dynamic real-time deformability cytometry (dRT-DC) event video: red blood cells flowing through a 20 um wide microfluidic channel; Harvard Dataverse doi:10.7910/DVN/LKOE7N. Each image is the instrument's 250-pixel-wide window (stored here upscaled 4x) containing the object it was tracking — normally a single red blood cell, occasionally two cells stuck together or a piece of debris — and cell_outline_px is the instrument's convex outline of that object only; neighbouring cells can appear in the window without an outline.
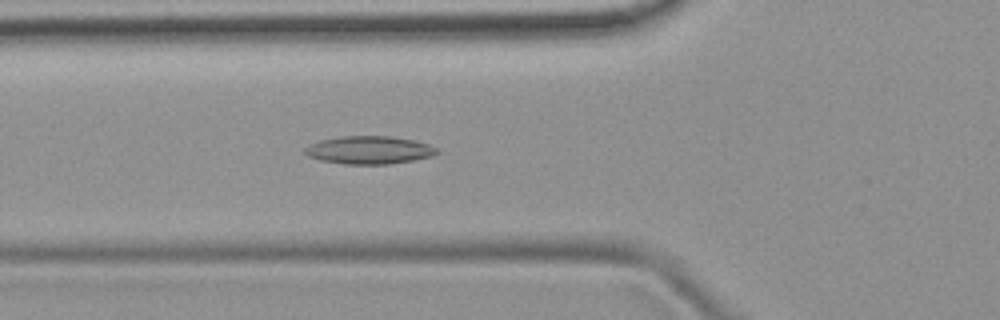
{"species": "common noctule bat (a hibernating species)", "species_latin": "Nyctalus noctula", "temperature_condition": "room temperature", "stored_images_in_passage": 52, "camera_frame_rate_fps": 3000, "um_per_image_px": 0.085, "animal": {"sex": "female", "body_mass_g": 19.9}, "frame": {"image": 1, "passage_image": 19, "time_ms": 6.0, "image_size_px": [1000, 320], "cell_outline_px": [[440, 152], [432, 156], [412, 160], [388, 164], [344, 164], [320, 160], [308, 156], [304, 152], [304, 148], [320, 140], [340, 136], [388, 136], [416, 140], [428, 144], [436, 148]], "centroid_in_image_um": [31.38, 12.75], "position_along_channel_um": 94.4, "area_um2": 21.44}}
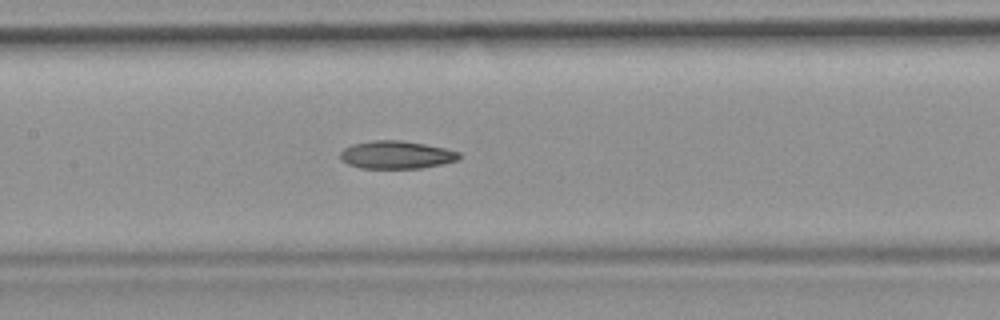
{"frame": {"image": 2, "passage_image": 25, "time_ms": 8.0, "image_size_px": [1000, 320], "cell_outline_px": [[460, 160], [444, 164], [420, 168], [360, 168], [348, 164], [340, 160], [340, 152], [344, 148], [352, 144], [372, 140], [400, 140], [424, 144], [444, 148], [460, 152]], "centroid_in_image_um": [33.69, 13.16], "position_along_channel_um": 173.7, "area_um2": 19.42}}
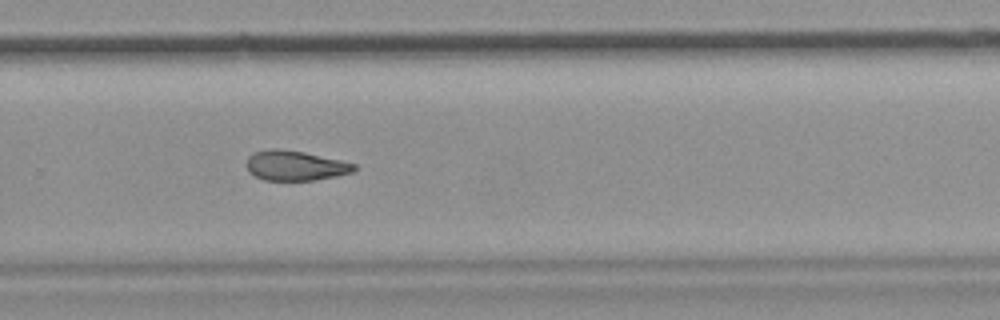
{"frame": {"image": 3, "passage_image": 35, "time_ms": 11.333, "image_size_px": [1000, 320], "cell_outline_px": [[356, 168], [352, 172], [336, 176], [316, 180], [264, 180], [248, 172], [244, 164], [248, 156], [256, 152], [268, 148], [280, 148], [304, 152], [340, 160], [356, 164]], "centroid_in_image_um": [25.04, 14.07], "position_along_channel_um": 304.8, "area_um2": 18.9}, "authors_computed_cell_mechanics": {"area_um2": 20.3167, "velocity_mm_per_s": 3.9535, "shape_relaxation_time_tau1_ms": null, "shape_relaxation_time_tau2_ms": 8.331, "deformation_change_tau1": null, "deformation_change_tau2": 0.1715}}